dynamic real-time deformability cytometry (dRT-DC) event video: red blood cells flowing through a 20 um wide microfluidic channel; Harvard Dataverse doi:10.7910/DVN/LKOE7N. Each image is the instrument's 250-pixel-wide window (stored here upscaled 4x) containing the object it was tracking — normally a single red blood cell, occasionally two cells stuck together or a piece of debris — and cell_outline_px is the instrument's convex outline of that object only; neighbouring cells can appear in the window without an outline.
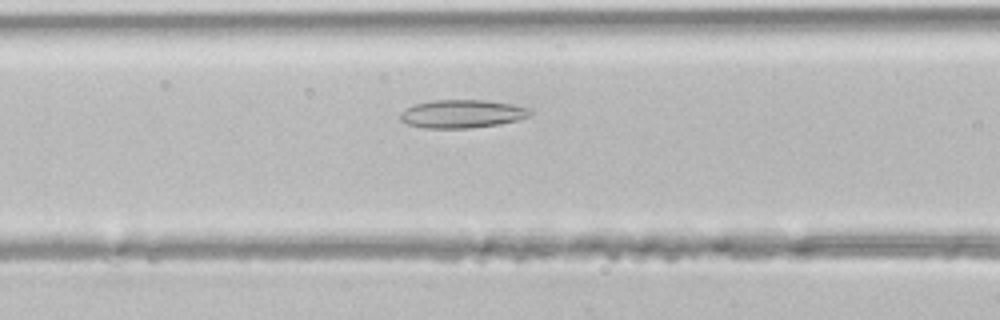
{"species": "common noctule bat (a hibernating species)", "species_latin": "Nyctalus noctula", "temperature_condition": "room temperature", "stored_images_in_passage": 37, "camera_frame_rate_fps": 3000, "um_per_image_px": 0.085, "animal": {"sex": "male", "body_mass_g": 21.5, "forearm_length_mm": 52.0}, "frame": {"image": 1, "passage_image": 12, "time_ms": 3.667, "image_size_px": [1000, 320], "cell_outline_px": [[532, 116], [516, 120], [496, 124], [468, 128], [424, 128], [408, 124], [400, 120], [400, 112], [416, 104], [432, 100], [484, 100], [512, 104], [532, 108]], "centroid_in_image_um": [39.3, 9.67], "position_along_channel_um": 127.3, "area_um2": 21.27}}
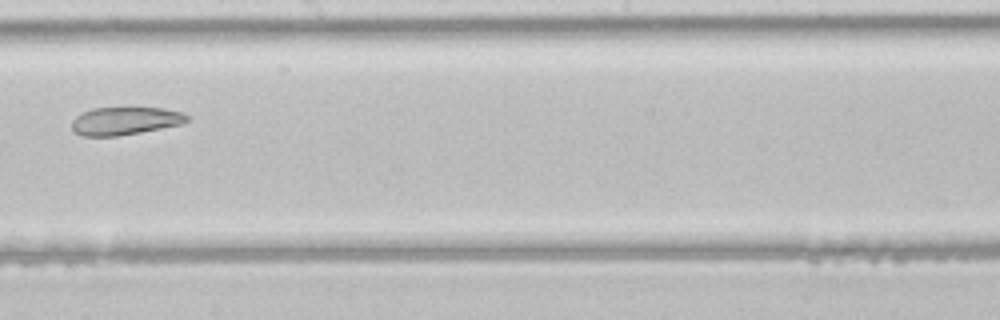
{"frame": {"image": 2, "passage_image": 19, "time_ms": 6.0, "image_size_px": [1000, 320], "cell_outline_px": [[188, 120], [180, 124], [140, 132], [116, 136], [80, 136], [72, 132], [72, 120], [76, 116], [92, 108], [164, 108], [180, 112], [188, 116]], "centroid_in_image_um": [10.57, 10.28], "position_along_channel_um": 237.6, "area_um2": 18.55}}
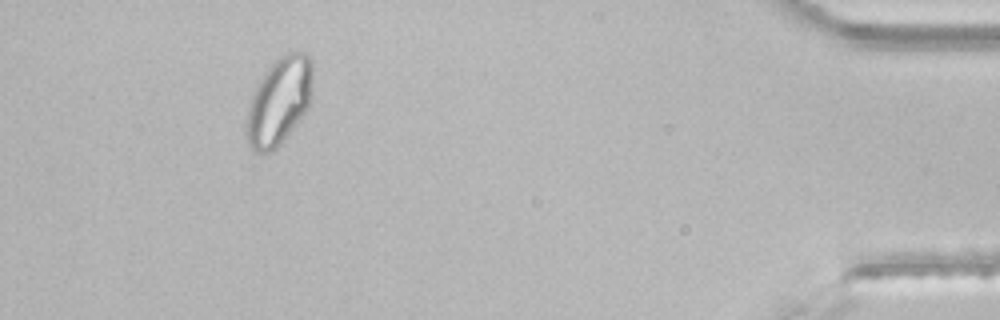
{"frame": {"image": 3, "passage_image": 34, "time_ms": 11.0, "image_size_px": [1000, 320], "cell_outline_px": [[312, 96], [308, 108], [288, 136], [272, 152], [256, 152], [248, 148], [244, 132], [248, 104], [260, 80], [268, 68], [288, 48], [304, 52], [312, 60]], "centroid_in_image_um": [23.72, 8.61], "position_along_channel_um": 411.5, "area_um2": 34.45}}